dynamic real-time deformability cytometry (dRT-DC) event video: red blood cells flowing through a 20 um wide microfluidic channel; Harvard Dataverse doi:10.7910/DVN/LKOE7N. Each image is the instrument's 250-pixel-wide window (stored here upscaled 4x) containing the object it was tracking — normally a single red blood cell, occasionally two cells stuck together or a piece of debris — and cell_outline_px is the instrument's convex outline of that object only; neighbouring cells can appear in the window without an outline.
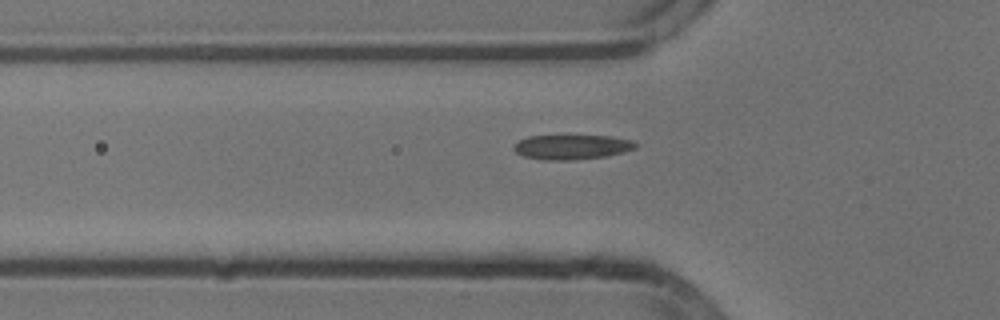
{"species": "common noctule bat (a hibernating species)", "species_latin": "Nyctalus noctula", "temperature_condition": "cold", "stored_images_in_passage": 39, "camera_frame_rate_fps": 3000, "um_per_image_px": 0.085, "animal": {"sex": "male", "body_mass_g": 13.3}, "frame": {"image": 1, "passage_image": 3, "time_ms": 0.667, "image_size_px": [1000, 320], "cell_outline_px": [[636, 148], [624, 152], [604, 156], [572, 160], [544, 160], [524, 156], [516, 152], [512, 148], [520, 140], [528, 136], [612, 136], [636, 140]], "centroid_in_image_um": [48.64, 12.49], "position_along_channel_um": 77.2, "area_um2": 17.46}}
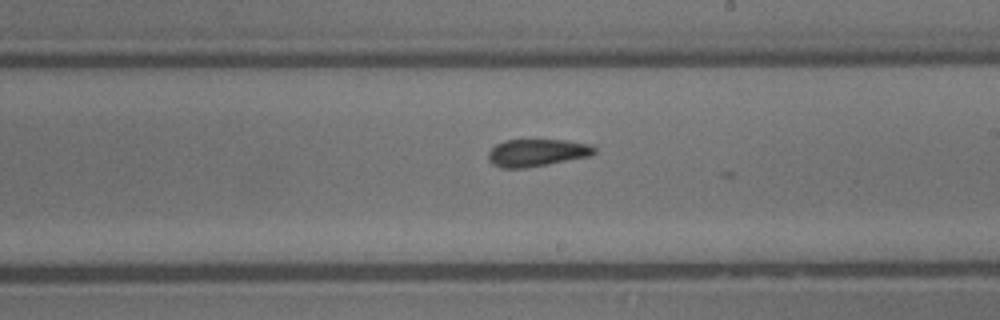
{"frame": {"image": 2, "passage_image": 16, "time_ms": 5.0, "image_size_px": [1000, 320], "cell_outline_px": [[596, 152], [592, 156], [548, 164], [524, 168], [500, 168], [492, 164], [488, 160], [488, 152], [496, 144], [504, 140], [564, 140], [592, 144], [596, 148]], "centroid_in_image_um": [45.66, 12.98], "position_along_channel_um": 243.3, "area_um2": 17.11}}
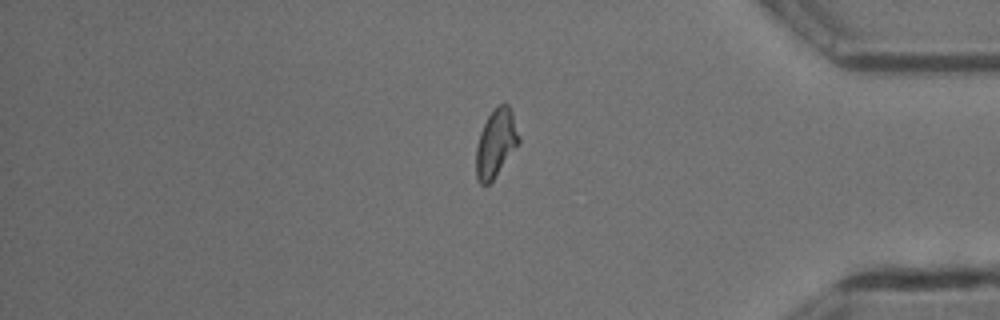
{"frame": {"image": 3, "passage_image": 30, "time_ms": 9.667, "image_size_px": [1000, 320], "cell_outline_px": [[520, 144], [492, 180], [488, 184], [480, 184], [476, 176], [476, 148], [480, 132], [492, 108], [504, 100], [508, 104], [512, 112], [520, 136]], "centroid_in_image_um": [42.17, 12.12], "position_along_channel_um": 393.0, "area_um2": 17.17}}